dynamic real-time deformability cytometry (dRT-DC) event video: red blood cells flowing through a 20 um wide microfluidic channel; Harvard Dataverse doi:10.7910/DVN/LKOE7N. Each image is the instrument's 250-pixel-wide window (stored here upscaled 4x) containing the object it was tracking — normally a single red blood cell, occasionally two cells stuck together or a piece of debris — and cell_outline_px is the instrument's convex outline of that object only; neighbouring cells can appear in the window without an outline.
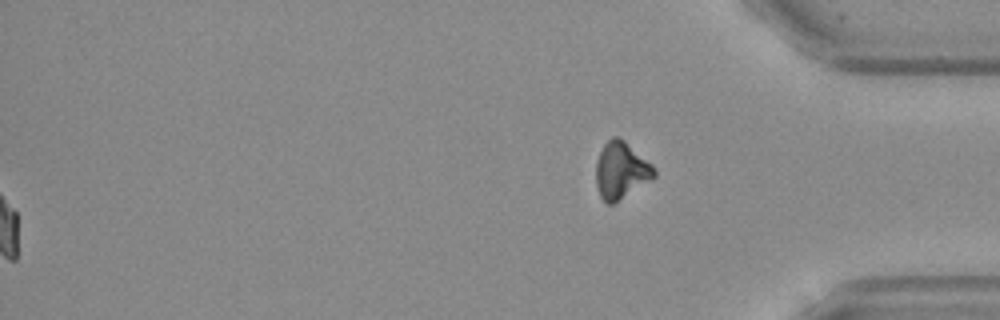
{"species": "Egyptian fruit bat (a non-hibernating species)", "species_latin": "Rousettus aegyptiacus", "temperature_condition": "warm", "stored_images_in_passage": 53, "segment_of_instrument_passage": [2, 2], "camera_frame_rate_fps": 3000, "um_per_image_px": 0.085, "frame": {"image": 1, "passage_image": 53, "time_ms": 17.333, "image_size_px": [1000, 320], "cell_outline_px": [[656, 176], [612, 204], [608, 204], [600, 196], [596, 184], [596, 160], [604, 144], [612, 136], [616, 136], [624, 140], [652, 164], [656, 168]], "centroid_in_image_um": [52.78, 14.46], "position_along_channel_um": 382.4, "area_um2": 19.02}}